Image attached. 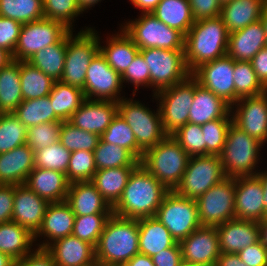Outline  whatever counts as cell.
Returning a JSON list of instances; mask_svg holds the SVG:
<instances>
[{"label": "cell", "instance_id": "cell-61", "mask_svg": "<svg viewBox=\"0 0 267 266\" xmlns=\"http://www.w3.org/2000/svg\"><path fill=\"white\" fill-rule=\"evenodd\" d=\"M252 67L258 80L267 89V46L263 47L252 59Z\"/></svg>", "mask_w": 267, "mask_h": 266}, {"label": "cell", "instance_id": "cell-42", "mask_svg": "<svg viewBox=\"0 0 267 266\" xmlns=\"http://www.w3.org/2000/svg\"><path fill=\"white\" fill-rule=\"evenodd\" d=\"M100 138L107 143L118 145L128 150L138 161L143 151L138 147L135 135L126 121L117 113L111 124L102 133Z\"/></svg>", "mask_w": 267, "mask_h": 266}, {"label": "cell", "instance_id": "cell-72", "mask_svg": "<svg viewBox=\"0 0 267 266\" xmlns=\"http://www.w3.org/2000/svg\"><path fill=\"white\" fill-rule=\"evenodd\" d=\"M94 266H119V265H112V264H104V263H100V262H95Z\"/></svg>", "mask_w": 267, "mask_h": 266}, {"label": "cell", "instance_id": "cell-4", "mask_svg": "<svg viewBox=\"0 0 267 266\" xmlns=\"http://www.w3.org/2000/svg\"><path fill=\"white\" fill-rule=\"evenodd\" d=\"M189 158L180 144L168 135L143 153L140 165L169 191H174L182 179Z\"/></svg>", "mask_w": 267, "mask_h": 266}, {"label": "cell", "instance_id": "cell-54", "mask_svg": "<svg viewBox=\"0 0 267 266\" xmlns=\"http://www.w3.org/2000/svg\"><path fill=\"white\" fill-rule=\"evenodd\" d=\"M147 63L144 61L143 56L138 53L126 71L121 75L122 83H133L137 88L141 86H150V70L147 67Z\"/></svg>", "mask_w": 267, "mask_h": 266}, {"label": "cell", "instance_id": "cell-19", "mask_svg": "<svg viewBox=\"0 0 267 266\" xmlns=\"http://www.w3.org/2000/svg\"><path fill=\"white\" fill-rule=\"evenodd\" d=\"M179 244L183 261L192 264L215 265L221 254L216 226H200Z\"/></svg>", "mask_w": 267, "mask_h": 266}, {"label": "cell", "instance_id": "cell-25", "mask_svg": "<svg viewBox=\"0 0 267 266\" xmlns=\"http://www.w3.org/2000/svg\"><path fill=\"white\" fill-rule=\"evenodd\" d=\"M266 34L261 20L229 33L227 55L235 61H251L266 47Z\"/></svg>", "mask_w": 267, "mask_h": 266}, {"label": "cell", "instance_id": "cell-20", "mask_svg": "<svg viewBox=\"0 0 267 266\" xmlns=\"http://www.w3.org/2000/svg\"><path fill=\"white\" fill-rule=\"evenodd\" d=\"M118 113V102L85 99L68 122L77 128L99 136Z\"/></svg>", "mask_w": 267, "mask_h": 266}, {"label": "cell", "instance_id": "cell-55", "mask_svg": "<svg viewBox=\"0 0 267 266\" xmlns=\"http://www.w3.org/2000/svg\"><path fill=\"white\" fill-rule=\"evenodd\" d=\"M22 24L0 16V47L13 55Z\"/></svg>", "mask_w": 267, "mask_h": 266}, {"label": "cell", "instance_id": "cell-23", "mask_svg": "<svg viewBox=\"0 0 267 266\" xmlns=\"http://www.w3.org/2000/svg\"><path fill=\"white\" fill-rule=\"evenodd\" d=\"M221 253H239L260 240L259 223L232 219L216 226Z\"/></svg>", "mask_w": 267, "mask_h": 266}, {"label": "cell", "instance_id": "cell-39", "mask_svg": "<svg viewBox=\"0 0 267 266\" xmlns=\"http://www.w3.org/2000/svg\"><path fill=\"white\" fill-rule=\"evenodd\" d=\"M20 80L23 100L49 96L55 82L28 61H21Z\"/></svg>", "mask_w": 267, "mask_h": 266}, {"label": "cell", "instance_id": "cell-60", "mask_svg": "<svg viewBox=\"0 0 267 266\" xmlns=\"http://www.w3.org/2000/svg\"><path fill=\"white\" fill-rule=\"evenodd\" d=\"M155 266H179L183 261L179 242L152 256Z\"/></svg>", "mask_w": 267, "mask_h": 266}, {"label": "cell", "instance_id": "cell-57", "mask_svg": "<svg viewBox=\"0 0 267 266\" xmlns=\"http://www.w3.org/2000/svg\"><path fill=\"white\" fill-rule=\"evenodd\" d=\"M247 266H266L267 265V249L259 240L249 245L237 253Z\"/></svg>", "mask_w": 267, "mask_h": 266}, {"label": "cell", "instance_id": "cell-6", "mask_svg": "<svg viewBox=\"0 0 267 266\" xmlns=\"http://www.w3.org/2000/svg\"><path fill=\"white\" fill-rule=\"evenodd\" d=\"M67 33V49L61 82L83 90L90 62L100 51V40L92 28L80 31L75 37Z\"/></svg>", "mask_w": 267, "mask_h": 266}, {"label": "cell", "instance_id": "cell-64", "mask_svg": "<svg viewBox=\"0 0 267 266\" xmlns=\"http://www.w3.org/2000/svg\"><path fill=\"white\" fill-rule=\"evenodd\" d=\"M161 0H131L136 8H140L143 13H151Z\"/></svg>", "mask_w": 267, "mask_h": 266}, {"label": "cell", "instance_id": "cell-9", "mask_svg": "<svg viewBox=\"0 0 267 266\" xmlns=\"http://www.w3.org/2000/svg\"><path fill=\"white\" fill-rule=\"evenodd\" d=\"M118 113L132 129L138 147L145 152L163 141L168 134L164 131L160 110L152 112L138 101L126 100L118 102Z\"/></svg>", "mask_w": 267, "mask_h": 266}, {"label": "cell", "instance_id": "cell-17", "mask_svg": "<svg viewBox=\"0 0 267 266\" xmlns=\"http://www.w3.org/2000/svg\"><path fill=\"white\" fill-rule=\"evenodd\" d=\"M236 104L235 113L231 111L234 114H231L233 123L260 143H265L267 141V91L258 96L241 98L232 106Z\"/></svg>", "mask_w": 267, "mask_h": 266}, {"label": "cell", "instance_id": "cell-36", "mask_svg": "<svg viewBox=\"0 0 267 266\" xmlns=\"http://www.w3.org/2000/svg\"><path fill=\"white\" fill-rule=\"evenodd\" d=\"M21 61L12 60L0 69V110L12 113L23 102L21 80Z\"/></svg>", "mask_w": 267, "mask_h": 266}, {"label": "cell", "instance_id": "cell-74", "mask_svg": "<svg viewBox=\"0 0 267 266\" xmlns=\"http://www.w3.org/2000/svg\"><path fill=\"white\" fill-rule=\"evenodd\" d=\"M240 266H247V265H245V263L243 261H241V259H240Z\"/></svg>", "mask_w": 267, "mask_h": 266}, {"label": "cell", "instance_id": "cell-14", "mask_svg": "<svg viewBox=\"0 0 267 266\" xmlns=\"http://www.w3.org/2000/svg\"><path fill=\"white\" fill-rule=\"evenodd\" d=\"M69 31L63 23L46 18L22 24L12 58L28 61L37 51L60 41Z\"/></svg>", "mask_w": 267, "mask_h": 266}, {"label": "cell", "instance_id": "cell-10", "mask_svg": "<svg viewBox=\"0 0 267 266\" xmlns=\"http://www.w3.org/2000/svg\"><path fill=\"white\" fill-rule=\"evenodd\" d=\"M225 178L227 177L218 155L192 156L174 191L181 196L196 200Z\"/></svg>", "mask_w": 267, "mask_h": 266}, {"label": "cell", "instance_id": "cell-52", "mask_svg": "<svg viewBox=\"0 0 267 266\" xmlns=\"http://www.w3.org/2000/svg\"><path fill=\"white\" fill-rule=\"evenodd\" d=\"M44 18L63 23L68 29H72L74 17L82 12L76 0H42Z\"/></svg>", "mask_w": 267, "mask_h": 266}, {"label": "cell", "instance_id": "cell-26", "mask_svg": "<svg viewBox=\"0 0 267 266\" xmlns=\"http://www.w3.org/2000/svg\"><path fill=\"white\" fill-rule=\"evenodd\" d=\"M34 168V151L26 143L0 153V184H25Z\"/></svg>", "mask_w": 267, "mask_h": 266}, {"label": "cell", "instance_id": "cell-16", "mask_svg": "<svg viewBox=\"0 0 267 266\" xmlns=\"http://www.w3.org/2000/svg\"><path fill=\"white\" fill-rule=\"evenodd\" d=\"M122 77L108 63L99 51L89 64L83 87L86 99L119 102L118 94L122 88Z\"/></svg>", "mask_w": 267, "mask_h": 266}, {"label": "cell", "instance_id": "cell-46", "mask_svg": "<svg viewBox=\"0 0 267 266\" xmlns=\"http://www.w3.org/2000/svg\"><path fill=\"white\" fill-rule=\"evenodd\" d=\"M99 140V135L77 128L68 121H62L59 141L70 152L94 151Z\"/></svg>", "mask_w": 267, "mask_h": 266}, {"label": "cell", "instance_id": "cell-67", "mask_svg": "<svg viewBox=\"0 0 267 266\" xmlns=\"http://www.w3.org/2000/svg\"><path fill=\"white\" fill-rule=\"evenodd\" d=\"M12 60V54L0 47V69L7 66Z\"/></svg>", "mask_w": 267, "mask_h": 266}, {"label": "cell", "instance_id": "cell-49", "mask_svg": "<svg viewBox=\"0 0 267 266\" xmlns=\"http://www.w3.org/2000/svg\"><path fill=\"white\" fill-rule=\"evenodd\" d=\"M112 214L75 216L72 235L96 247L105 224Z\"/></svg>", "mask_w": 267, "mask_h": 266}, {"label": "cell", "instance_id": "cell-43", "mask_svg": "<svg viewBox=\"0 0 267 266\" xmlns=\"http://www.w3.org/2000/svg\"><path fill=\"white\" fill-rule=\"evenodd\" d=\"M0 16L21 24L44 18L42 0H0Z\"/></svg>", "mask_w": 267, "mask_h": 266}, {"label": "cell", "instance_id": "cell-41", "mask_svg": "<svg viewBox=\"0 0 267 266\" xmlns=\"http://www.w3.org/2000/svg\"><path fill=\"white\" fill-rule=\"evenodd\" d=\"M97 170L123 166H138V161L128 150L104 142L101 138L93 151Z\"/></svg>", "mask_w": 267, "mask_h": 266}, {"label": "cell", "instance_id": "cell-11", "mask_svg": "<svg viewBox=\"0 0 267 266\" xmlns=\"http://www.w3.org/2000/svg\"><path fill=\"white\" fill-rule=\"evenodd\" d=\"M194 93L195 78L190 75L186 80L154 94V97L160 101L158 108L164 131L168 135H172L189 122V110Z\"/></svg>", "mask_w": 267, "mask_h": 266}, {"label": "cell", "instance_id": "cell-7", "mask_svg": "<svg viewBox=\"0 0 267 266\" xmlns=\"http://www.w3.org/2000/svg\"><path fill=\"white\" fill-rule=\"evenodd\" d=\"M139 17L122 28L140 50H184L185 36L181 32L167 26L152 13H143Z\"/></svg>", "mask_w": 267, "mask_h": 266}, {"label": "cell", "instance_id": "cell-34", "mask_svg": "<svg viewBox=\"0 0 267 266\" xmlns=\"http://www.w3.org/2000/svg\"><path fill=\"white\" fill-rule=\"evenodd\" d=\"M151 13L184 36L195 22L188 0H161Z\"/></svg>", "mask_w": 267, "mask_h": 266}, {"label": "cell", "instance_id": "cell-44", "mask_svg": "<svg viewBox=\"0 0 267 266\" xmlns=\"http://www.w3.org/2000/svg\"><path fill=\"white\" fill-rule=\"evenodd\" d=\"M233 74L236 102L241 98L258 96L267 91L258 80L250 61L234 60Z\"/></svg>", "mask_w": 267, "mask_h": 266}, {"label": "cell", "instance_id": "cell-62", "mask_svg": "<svg viewBox=\"0 0 267 266\" xmlns=\"http://www.w3.org/2000/svg\"><path fill=\"white\" fill-rule=\"evenodd\" d=\"M215 266H240V257L235 253H221Z\"/></svg>", "mask_w": 267, "mask_h": 266}, {"label": "cell", "instance_id": "cell-33", "mask_svg": "<svg viewBox=\"0 0 267 266\" xmlns=\"http://www.w3.org/2000/svg\"><path fill=\"white\" fill-rule=\"evenodd\" d=\"M34 241V235L18 223L11 220L0 224V252L16 262L31 252Z\"/></svg>", "mask_w": 267, "mask_h": 266}, {"label": "cell", "instance_id": "cell-15", "mask_svg": "<svg viewBox=\"0 0 267 266\" xmlns=\"http://www.w3.org/2000/svg\"><path fill=\"white\" fill-rule=\"evenodd\" d=\"M234 60L227 54L197 67L191 75L204 88L222 98L231 106L236 103Z\"/></svg>", "mask_w": 267, "mask_h": 266}, {"label": "cell", "instance_id": "cell-2", "mask_svg": "<svg viewBox=\"0 0 267 266\" xmlns=\"http://www.w3.org/2000/svg\"><path fill=\"white\" fill-rule=\"evenodd\" d=\"M228 31L220 16L195 21L185 35L184 54L192 73L201 64L227 54Z\"/></svg>", "mask_w": 267, "mask_h": 266}, {"label": "cell", "instance_id": "cell-70", "mask_svg": "<svg viewBox=\"0 0 267 266\" xmlns=\"http://www.w3.org/2000/svg\"><path fill=\"white\" fill-rule=\"evenodd\" d=\"M261 22L264 26L265 34H266V44H267V5L264 8L263 14L261 16Z\"/></svg>", "mask_w": 267, "mask_h": 266}, {"label": "cell", "instance_id": "cell-13", "mask_svg": "<svg viewBox=\"0 0 267 266\" xmlns=\"http://www.w3.org/2000/svg\"><path fill=\"white\" fill-rule=\"evenodd\" d=\"M201 226H218L235 218V178H225L196 200Z\"/></svg>", "mask_w": 267, "mask_h": 266}, {"label": "cell", "instance_id": "cell-8", "mask_svg": "<svg viewBox=\"0 0 267 266\" xmlns=\"http://www.w3.org/2000/svg\"><path fill=\"white\" fill-rule=\"evenodd\" d=\"M150 70V86L154 93L186 80L191 72L188 70L184 50H166L146 48L139 52Z\"/></svg>", "mask_w": 267, "mask_h": 266}, {"label": "cell", "instance_id": "cell-3", "mask_svg": "<svg viewBox=\"0 0 267 266\" xmlns=\"http://www.w3.org/2000/svg\"><path fill=\"white\" fill-rule=\"evenodd\" d=\"M139 253L138 219L112 214L95 247L97 262L122 266Z\"/></svg>", "mask_w": 267, "mask_h": 266}, {"label": "cell", "instance_id": "cell-29", "mask_svg": "<svg viewBox=\"0 0 267 266\" xmlns=\"http://www.w3.org/2000/svg\"><path fill=\"white\" fill-rule=\"evenodd\" d=\"M267 0H232L222 5L220 17L228 33L261 19Z\"/></svg>", "mask_w": 267, "mask_h": 266}, {"label": "cell", "instance_id": "cell-24", "mask_svg": "<svg viewBox=\"0 0 267 266\" xmlns=\"http://www.w3.org/2000/svg\"><path fill=\"white\" fill-rule=\"evenodd\" d=\"M65 201L75 216L113 214L112 207L91 181L70 183Z\"/></svg>", "mask_w": 267, "mask_h": 266}, {"label": "cell", "instance_id": "cell-5", "mask_svg": "<svg viewBox=\"0 0 267 266\" xmlns=\"http://www.w3.org/2000/svg\"><path fill=\"white\" fill-rule=\"evenodd\" d=\"M255 138L231 123L225 144L219 155L226 177L237 178L254 176V171L259 160V151L262 147Z\"/></svg>", "mask_w": 267, "mask_h": 266}, {"label": "cell", "instance_id": "cell-58", "mask_svg": "<svg viewBox=\"0 0 267 266\" xmlns=\"http://www.w3.org/2000/svg\"><path fill=\"white\" fill-rule=\"evenodd\" d=\"M15 185L0 184V224L11 221Z\"/></svg>", "mask_w": 267, "mask_h": 266}, {"label": "cell", "instance_id": "cell-38", "mask_svg": "<svg viewBox=\"0 0 267 266\" xmlns=\"http://www.w3.org/2000/svg\"><path fill=\"white\" fill-rule=\"evenodd\" d=\"M54 113L62 120L68 121L86 99L82 89L55 81L49 94Z\"/></svg>", "mask_w": 267, "mask_h": 266}, {"label": "cell", "instance_id": "cell-27", "mask_svg": "<svg viewBox=\"0 0 267 266\" xmlns=\"http://www.w3.org/2000/svg\"><path fill=\"white\" fill-rule=\"evenodd\" d=\"M69 184L66 174L38 167H35L29 173L25 182V185L48 203L64 202Z\"/></svg>", "mask_w": 267, "mask_h": 266}, {"label": "cell", "instance_id": "cell-68", "mask_svg": "<svg viewBox=\"0 0 267 266\" xmlns=\"http://www.w3.org/2000/svg\"><path fill=\"white\" fill-rule=\"evenodd\" d=\"M0 266H17V262L9 255L0 252Z\"/></svg>", "mask_w": 267, "mask_h": 266}, {"label": "cell", "instance_id": "cell-73", "mask_svg": "<svg viewBox=\"0 0 267 266\" xmlns=\"http://www.w3.org/2000/svg\"><path fill=\"white\" fill-rule=\"evenodd\" d=\"M230 1H232V0H219V2L221 3V5H223V4L227 3V2H230Z\"/></svg>", "mask_w": 267, "mask_h": 266}, {"label": "cell", "instance_id": "cell-28", "mask_svg": "<svg viewBox=\"0 0 267 266\" xmlns=\"http://www.w3.org/2000/svg\"><path fill=\"white\" fill-rule=\"evenodd\" d=\"M231 106L210 90L201 86L195 79V93L189 110V122L205 124L219 118H229Z\"/></svg>", "mask_w": 267, "mask_h": 266}, {"label": "cell", "instance_id": "cell-51", "mask_svg": "<svg viewBox=\"0 0 267 266\" xmlns=\"http://www.w3.org/2000/svg\"><path fill=\"white\" fill-rule=\"evenodd\" d=\"M62 121L41 123L27 130L26 144L35 152L59 141Z\"/></svg>", "mask_w": 267, "mask_h": 266}, {"label": "cell", "instance_id": "cell-66", "mask_svg": "<svg viewBox=\"0 0 267 266\" xmlns=\"http://www.w3.org/2000/svg\"><path fill=\"white\" fill-rule=\"evenodd\" d=\"M256 176L260 179L262 186H263V192H264V204L266 209V216H267V171L263 172H257Z\"/></svg>", "mask_w": 267, "mask_h": 266}, {"label": "cell", "instance_id": "cell-35", "mask_svg": "<svg viewBox=\"0 0 267 266\" xmlns=\"http://www.w3.org/2000/svg\"><path fill=\"white\" fill-rule=\"evenodd\" d=\"M121 33L107 41V46H100V52L107 63L120 75H122L132 63L140 49L132 39L121 29Z\"/></svg>", "mask_w": 267, "mask_h": 266}, {"label": "cell", "instance_id": "cell-30", "mask_svg": "<svg viewBox=\"0 0 267 266\" xmlns=\"http://www.w3.org/2000/svg\"><path fill=\"white\" fill-rule=\"evenodd\" d=\"M75 214L71 207L64 202L49 203L46 207L42 224L38 232L34 235V239L44 235L50 241L64 238L72 235Z\"/></svg>", "mask_w": 267, "mask_h": 266}, {"label": "cell", "instance_id": "cell-40", "mask_svg": "<svg viewBox=\"0 0 267 266\" xmlns=\"http://www.w3.org/2000/svg\"><path fill=\"white\" fill-rule=\"evenodd\" d=\"M13 113L27 128L36 126L41 123L62 121L54 113L49 96L37 99L23 100V102Z\"/></svg>", "mask_w": 267, "mask_h": 266}, {"label": "cell", "instance_id": "cell-59", "mask_svg": "<svg viewBox=\"0 0 267 266\" xmlns=\"http://www.w3.org/2000/svg\"><path fill=\"white\" fill-rule=\"evenodd\" d=\"M17 266H56L53 255L47 248L38 247L17 262Z\"/></svg>", "mask_w": 267, "mask_h": 266}, {"label": "cell", "instance_id": "cell-1", "mask_svg": "<svg viewBox=\"0 0 267 266\" xmlns=\"http://www.w3.org/2000/svg\"><path fill=\"white\" fill-rule=\"evenodd\" d=\"M169 190L142 165L130 174L113 214L131 219L155 216Z\"/></svg>", "mask_w": 267, "mask_h": 266}, {"label": "cell", "instance_id": "cell-45", "mask_svg": "<svg viewBox=\"0 0 267 266\" xmlns=\"http://www.w3.org/2000/svg\"><path fill=\"white\" fill-rule=\"evenodd\" d=\"M28 128L12 113L0 116V153L9 152L26 143Z\"/></svg>", "mask_w": 267, "mask_h": 266}, {"label": "cell", "instance_id": "cell-63", "mask_svg": "<svg viewBox=\"0 0 267 266\" xmlns=\"http://www.w3.org/2000/svg\"><path fill=\"white\" fill-rule=\"evenodd\" d=\"M122 266H155L152 257L138 253Z\"/></svg>", "mask_w": 267, "mask_h": 266}, {"label": "cell", "instance_id": "cell-56", "mask_svg": "<svg viewBox=\"0 0 267 266\" xmlns=\"http://www.w3.org/2000/svg\"><path fill=\"white\" fill-rule=\"evenodd\" d=\"M195 21L220 16L222 5L219 0H188Z\"/></svg>", "mask_w": 267, "mask_h": 266}, {"label": "cell", "instance_id": "cell-50", "mask_svg": "<svg viewBox=\"0 0 267 266\" xmlns=\"http://www.w3.org/2000/svg\"><path fill=\"white\" fill-rule=\"evenodd\" d=\"M97 171L93 151L71 152L66 178L69 183L91 181Z\"/></svg>", "mask_w": 267, "mask_h": 266}, {"label": "cell", "instance_id": "cell-65", "mask_svg": "<svg viewBox=\"0 0 267 266\" xmlns=\"http://www.w3.org/2000/svg\"><path fill=\"white\" fill-rule=\"evenodd\" d=\"M258 223H259L260 241L267 249V216Z\"/></svg>", "mask_w": 267, "mask_h": 266}, {"label": "cell", "instance_id": "cell-69", "mask_svg": "<svg viewBox=\"0 0 267 266\" xmlns=\"http://www.w3.org/2000/svg\"><path fill=\"white\" fill-rule=\"evenodd\" d=\"M81 12L86 10L87 8L92 7L93 5L97 4L101 0H76Z\"/></svg>", "mask_w": 267, "mask_h": 266}, {"label": "cell", "instance_id": "cell-48", "mask_svg": "<svg viewBox=\"0 0 267 266\" xmlns=\"http://www.w3.org/2000/svg\"><path fill=\"white\" fill-rule=\"evenodd\" d=\"M71 152L60 141L34 152L35 167L60 171L66 174Z\"/></svg>", "mask_w": 267, "mask_h": 266}, {"label": "cell", "instance_id": "cell-31", "mask_svg": "<svg viewBox=\"0 0 267 266\" xmlns=\"http://www.w3.org/2000/svg\"><path fill=\"white\" fill-rule=\"evenodd\" d=\"M138 227L141 254L152 257L176 243L169 230L155 216L138 219Z\"/></svg>", "mask_w": 267, "mask_h": 266}, {"label": "cell", "instance_id": "cell-37", "mask_svg": "<svg viewBox=\"0 0 267 266\" xmlns=\"http://www.w3.org/2000/svg\"><path fill=\"white\" fill-rule=\"evenodd\" d=\"M66 49L67 34L57 43L37 51L28 62L50 76L54 81H59L64 71Z\"/></svg>", "mask_w": 267, "mask_h": 266}, {"label": "cell", "instance_id": "cell-21", "mask_svg": "<svg viewBox=\"0 0 267 266\" xmlns=\"http://www.w3.org/2000/svg\"><path fill=\"white\" fill-rule=\"evenodd\" d=\"M49 203L38 196L27 185H15L14 206L11 220L35 235Z\"/></svg>", "mask_w": 267, "mask_h": 266}, {"label": "cell", "instance_id": "cell-32", "mask_svg": "<svg viewBox=\"0 0 267 266\" xmlns=\"http://www.w3.org/2000/svg\"><path fill=\"white\" fill-rule=\"evenodd\" d=\"M137 166H123L97 170L91 182L108 204L113 207L120 199L128 178Z\"/></svg>", "mask_w": 267, "mask_h": 266}, {"label": "cell", "instance_id": "cell-22", "mask_svg": "<svg viewBox=\"0 0 267 266\" xmlns=\"http://www.w3.org/2000/svg\"><path fill=\"white\" fill-rule=\"evenodd\" d=\"M39 247L47 248L51 252L56 266H90L96 262L95 247L74 235L54 242L47 240L39 244Z\"/></svg>", "mask_w": 267, "mask_h": 266}, {"label": "cell", "instance_id": "cell-53", "mask_svg": "<svg viewBox=\"0 0 267 266\" xmlns=\"http://www.w3.org/2000/svg\"><path fill=\"white\" fill-rule=\"evenodd\" d=\"M190 157L204 155L201 125L188 122L171 135Z\"/></svg>", "mask_w": 267, "mask_h": 266}, {"label": "cell", "instance_id": "cell-18", "mask_svg": "<svg viewBox=\"0 0 267 266\" xmlns=\"http://www.w3.org/2000/svg\"><path fill=\"white\" fill-rule=\"evenodd\" d=\"M265 217L264 192L260 179L256 175L235 178V218L260 222Z\"/></svg>", "mask_w": 267, "mask_h": 266}, {"label": "cell", "instance_id": "cell-47", "mask_svg": "<svg viewBox=\"0 0 267 266\" xmlns=\"http://www.w3.org/2000/svg\"><path fill=\"white\" fill-rule=\"evenodd\" d=\"M233 122L230 118H219L201 125L204 137V155H220L228 129Z\"/></svg>", "mask_w": 267, "mask_h": 266}, {"label": "cell", "instance_id": "cell-71", "mask_svg": "<svg viewBox=\"0 0 267 266\" xmlns=\"http://www.w3.org/2000/svg\"><path fill=\"white\" fill-rule=\"evenodd\" d=\"M179 266H215V265H212V264H192V263H189V262H185V261H182Z\"/></svg>", "mask_w": 267, "mask_h": 266}, {"label": "cell", "instance_id": "cell-12", "mask_svg": "<svg viewBox=\"0 0 267 266\" xmlns=\"http://www.w3.org/2000/svg\"><path fill=\"white\" fill-rule=\"evenodd\" d=\"M155 217L169 230L176 242L185 239L201 226L196 201L175 191L166 194Z\"/></svg>", "mask_w": 267, "mask_h": 266}]
</instances>
